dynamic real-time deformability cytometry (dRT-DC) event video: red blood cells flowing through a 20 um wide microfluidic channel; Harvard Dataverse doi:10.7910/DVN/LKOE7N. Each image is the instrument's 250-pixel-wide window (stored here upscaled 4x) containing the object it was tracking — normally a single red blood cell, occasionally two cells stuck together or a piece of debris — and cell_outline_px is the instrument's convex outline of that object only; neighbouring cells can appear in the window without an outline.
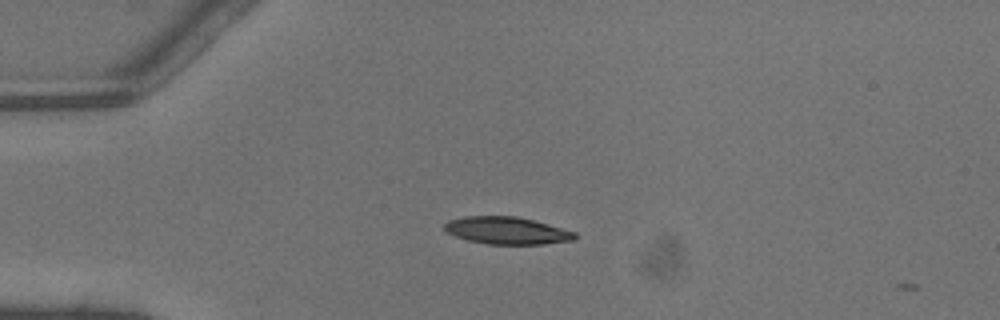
{"species": "common noctule bat (a hibernating species)", "species_latin": "Nyctalus noctula", "temperature_condition": "warm", "stored_images_in_passage": 3, "camera_frame_rate_fps": 3000, "um_per_image_px": 0.085, "animal": {"sex": "male", "body_mass_g": 13.3}, "frame": {"image": 1, "passage_image": 1, "time_ms": 0.0, "image_size_px": [1000, 320], "cell_outline_px": [[576, 240], [544, 244], [488, 244], [468, 240], [456, 236], [448, 232], [444, 228], [444, 224], [448, 220], [464, 216], [516, 216], [532, 220], [576, 232]], "centroid_in_image_um": [43.09, 19.6], "position_along_channel_um": 41.9, "area_um2": 20.63}}